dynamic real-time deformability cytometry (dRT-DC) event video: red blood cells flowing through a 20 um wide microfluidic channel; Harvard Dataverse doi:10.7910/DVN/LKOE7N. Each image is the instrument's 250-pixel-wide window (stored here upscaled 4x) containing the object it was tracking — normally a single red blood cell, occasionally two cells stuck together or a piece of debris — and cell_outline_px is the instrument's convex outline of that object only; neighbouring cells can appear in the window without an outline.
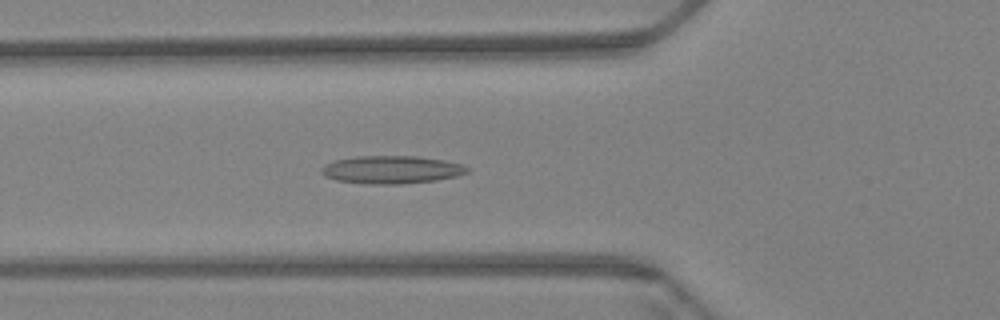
{"species": "Egyptian fruit bat (a non-hibernating species)", "species_latin": "Rousettus aegyptiacus", "temperature_condition": "warm", "stored_images_in_passage": 60, "camera_frame_rate_fps": 3000, "um_per_image_px": 0.085, "animal": {"sex": "female"}, "frame": {"image": 1, "passage_image": 21, "time_ms": 6.667, "image_size_px": [1000, 320], "cell_outline_px": [[468, 172], [456, 176], [436, 180], [400, 184], [364, 184], [336, 180], [324, 176], [320, 172], [320, 168], [324, 164], [336, 160], [356, 156], [416, 156], [444, 160], [460, 164], [468, 168]], "centroid_in_image_um": [33.22, 14.42], "position_along_channel_um": 92.6, "area_um2": 23.7}}
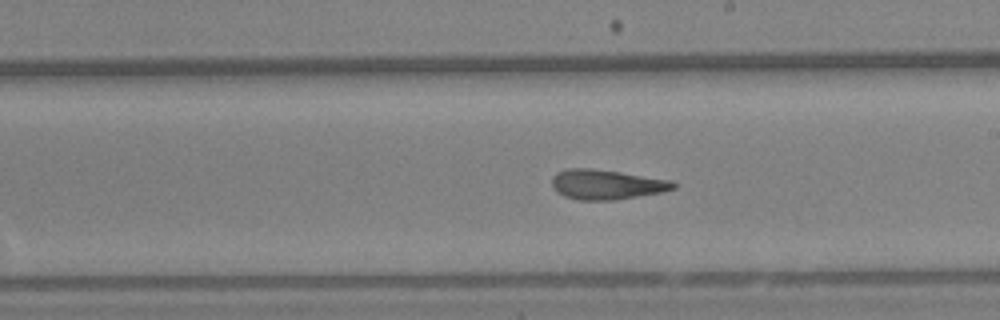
{"frame": {"image": 2, "passage_image": 34, "time_ms": 11.0, "image_size_px": [1000, 320], "cell_outline_px": [[676, 188], [664, 192], [616, 200], [580, 200], [564, 196], [556, 192], [552, 188], [552, 176], [556, 172], [568, 168], [592, 168], [620, 172], [672, 180], [676, 184]], "centroid_in_image_um": [51.55, 15.68], "position_along_channel_um": 237.5, "area_um2": 21.39}}
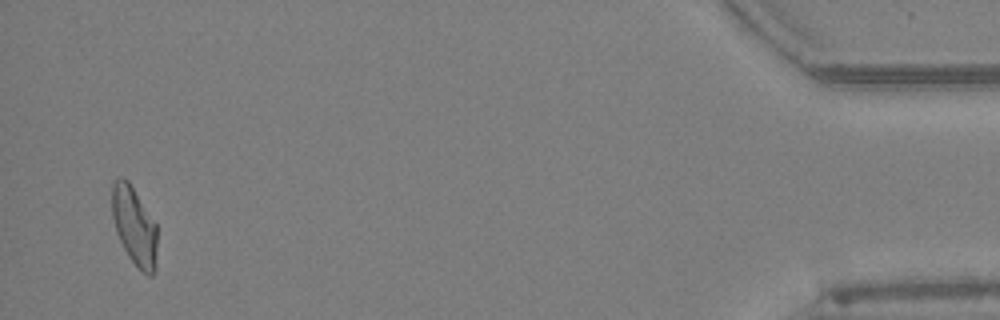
{"frame": {"image": 3, "passage_image": 58, "time_ms": 19.0, "image_size_px": [1000, 320], "cell_outline_px": [[156, 268], [152, 276], [148, 276], [128, 256], [116, 232], [112, 216], [112, 184], [120, 176], [128, 180], [156, 224]], "centroid_in_image_um": [11.41, 19.2], "position_along_channel_um": 423.8, "area_um2": 20.35}, "authors_computed_cell_mechanics": {"area_um2": 21.4149, "velocity_mm_per_s": 3.3613, "shape_relaxation_time_tau1_ms": null, "shape_relaxation_time_tau2_ms": 3.2044, "deformation_change_tau1": null, "deformation_change_tau2": 0.1292}}